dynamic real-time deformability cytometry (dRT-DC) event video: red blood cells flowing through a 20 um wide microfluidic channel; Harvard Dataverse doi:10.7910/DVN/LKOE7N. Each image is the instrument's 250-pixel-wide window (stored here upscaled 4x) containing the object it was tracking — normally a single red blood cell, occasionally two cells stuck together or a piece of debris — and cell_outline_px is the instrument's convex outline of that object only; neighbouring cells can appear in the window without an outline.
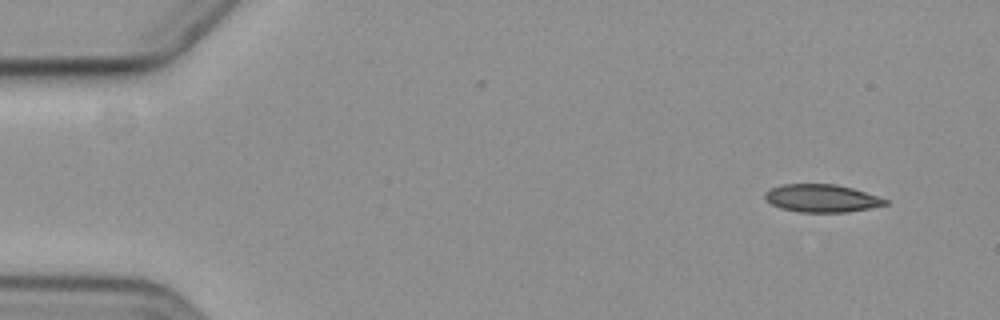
{"species": "common noctule bat (a hibernating species)", "species_latin": "Nyctalus noctula", "temperature_condition": "cold", "stored_images_in_passage": 14, "camera_frame_rate_fps": 3000, "um_per_image_px": 0.085, "animal": {"sex": "female", "body_mass_g": 19.3, "forearm_length_mm": 54.1}, "frame": {"image": 1, "passage_image": 1, "time_ms": 0.0, "image_size_px": [1000, 320], "cell_outline_px": [[888, 204], [848, 212], [800, 212], [784, 208], [772, 204], [764, 196], [764, 192], [772, 188], [784, 184], [836, 184], [852, 188], [888, 200]], "centroid_in_image_um": [69.85, 16.85], "position_along_channel_um": 15.2, "area_um2": 19.13}}
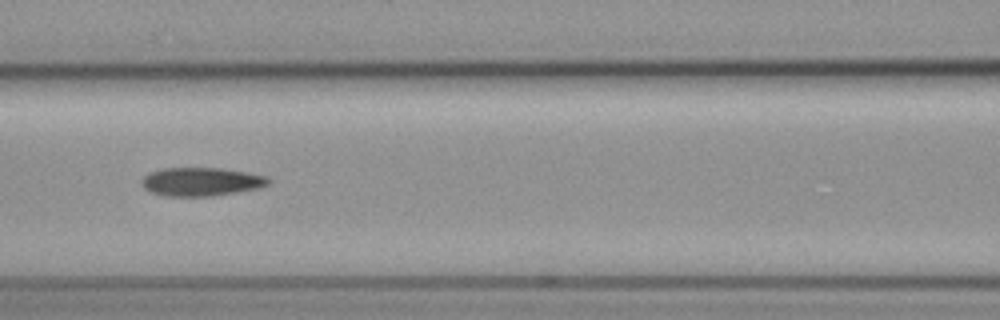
{"frame": {"image": 2, "passage_image": 6, "time_ms": 7.0, "image_size_px": [1000, 320], "cell_outline_px": [[268, 184], [260, 188], [212, 196], [164, 196], [148, 192], [140, 184], [140, 180], [144, 176], [152, 172], [164, 168], [220, 168], [244, 172], [264, 176], [268, 180]], "centroid_in_image_um": [17.02, 15.46], "position_along_channel_um": 149.6, "area_um2": 20.92}}
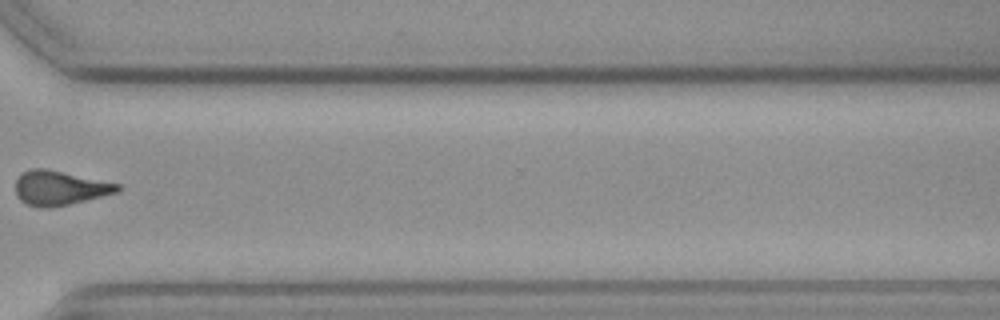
{"frame": {"image": 3, "passage_image": 11, "time_ms": 13.0, "image_size_px": [1000, 320], "cell_outline_px": [[120, 192], [52, 208], [36, 208], [20, 200], [16, 196], [16, 180], [24, 172], [32, 168], [44, 168], [120, 184]], "centroid_in_image_um": [5.07, 16.0], "position_along_channel_um": 365.5, "area_um2": 20.4}, "authors_computed_cell_mechanics": {"area_um2": 19.9699, "velocity_mm_per_s": 3.5981, "shape_relaxation_time_tau1_ms": 1.7371, "shape_relaxation_time_tau2_ms": null, "deformation_change_tau1": 0.0938, "deformation_change_tau2": null}}